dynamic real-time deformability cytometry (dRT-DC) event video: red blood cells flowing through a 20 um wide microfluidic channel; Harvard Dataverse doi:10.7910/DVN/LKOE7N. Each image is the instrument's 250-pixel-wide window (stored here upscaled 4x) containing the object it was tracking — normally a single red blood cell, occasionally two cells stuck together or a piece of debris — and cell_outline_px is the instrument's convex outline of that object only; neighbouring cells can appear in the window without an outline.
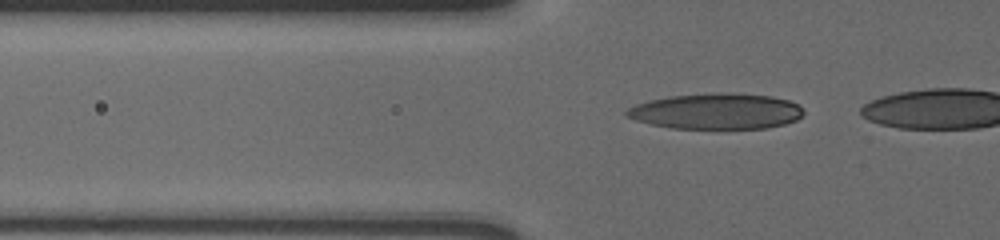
{"species": "human", "species_latin": "Homo sapiens", "temperature_condition": "cold", "stored_images_in_passage": 16, "camera_frame_rate_fps": 3000, "um_per_image_px": 0.085, "donor": {"sex": "male"}, "frame": {"image": 1, "passage_image": 13, "time_ms": 4.0, "image_size_px": [1000, 240], "cell_outline_px": [[804, 112], [796, 120], [784, 124], [768, 128], [672, 128], [652, 124], [636, 120], [624, 116], [624, 112], [628, 108], [636, 104], [668, 96], [716, 92], [772, 96], [788, 100], [796, 104]], "centroid_in_image_um": [60.86, 9.45], "position_along_channel_um": 64.9, "area_um2": 36.65}}